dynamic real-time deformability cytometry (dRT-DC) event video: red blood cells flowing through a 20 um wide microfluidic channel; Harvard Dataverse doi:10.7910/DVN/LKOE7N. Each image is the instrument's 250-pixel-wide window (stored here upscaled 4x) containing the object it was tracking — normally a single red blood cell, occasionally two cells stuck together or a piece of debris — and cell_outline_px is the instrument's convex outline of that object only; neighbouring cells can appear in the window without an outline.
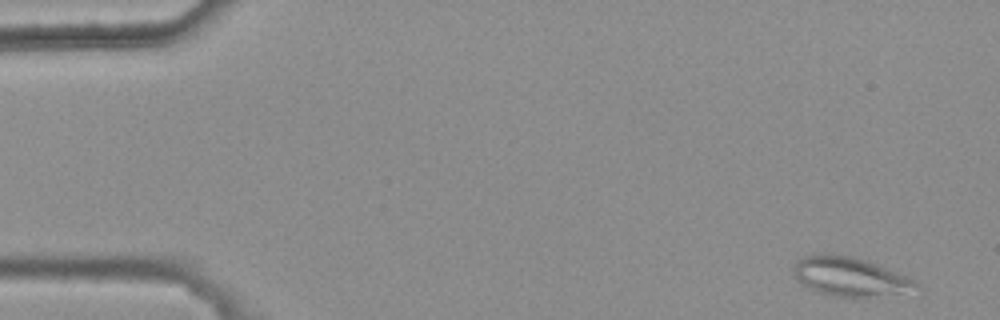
{"species": "common noctule bat (a hibernating species)", "species_latin": "Nyctalus noctula", "temperature_condition": "warm", "stored_images_in_passage": 4, "camera_frame_rate_fps": 3000, "um_per_image_px": 0.085, "animal": {"sex": "female", "body_mass_g": 25.1}, "frame": {"image": 1, "passage_image": 1, "time_ms": 0.0, "image_size_px": [1000, 320], "cell_outline_px": [[920, 288], [900, 292], [868, 296], [832, 296], [820, 292], [800, 284], [792, 268], [796, 260], [804, 256], [820, 252], [828, 252], [852, 256], [888, 268], [916, 280], [920, 284]], "centroid_in_image_um": [72.19, 23.47], "position_along_channel_um": 12.8, "area_um2": 27.69}}